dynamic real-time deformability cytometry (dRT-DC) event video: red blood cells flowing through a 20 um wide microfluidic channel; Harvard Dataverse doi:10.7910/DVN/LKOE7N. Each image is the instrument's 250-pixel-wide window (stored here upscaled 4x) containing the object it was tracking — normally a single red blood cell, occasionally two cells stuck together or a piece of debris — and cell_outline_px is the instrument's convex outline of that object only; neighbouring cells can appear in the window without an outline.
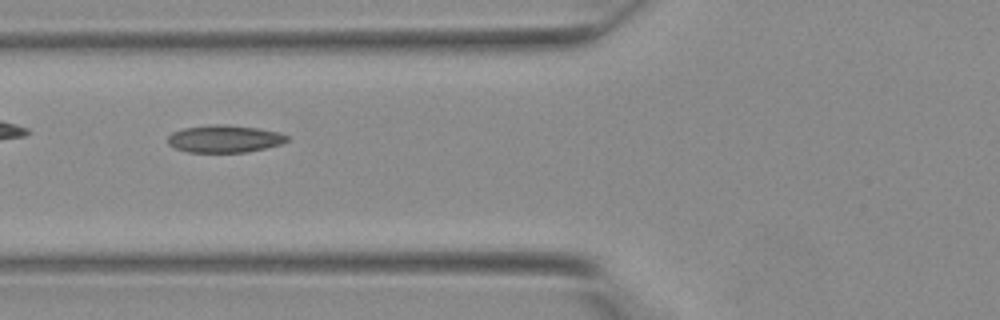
{"species": "Egyptian fruit bat (a non-hibernating species)", "species_latin": "Rousettus aegyptiacus", "temperature_condition": "warm", "stored_images_in_passage": 20, "camera_frame_rate_fps": 3000, "um_per_image_px": 0.085, "animal": {"sex": "female"}, "frame": {"image": 1, "passage_image": 4, "time_ms": 1.0, "image_size_px": [1000, 320], "cell_outline_px": [[288, 140], [276, 144], [244, 152], [192, 152], [176, 148], [168, 140], [168, 136], [176, 132], [188, 128], [252, 128], [276, 132], [288, 136]], "centroid_in_image_um": [19.08, 11.86], "position_along_channel_um": 106.7, "area_um2": 16.94}}
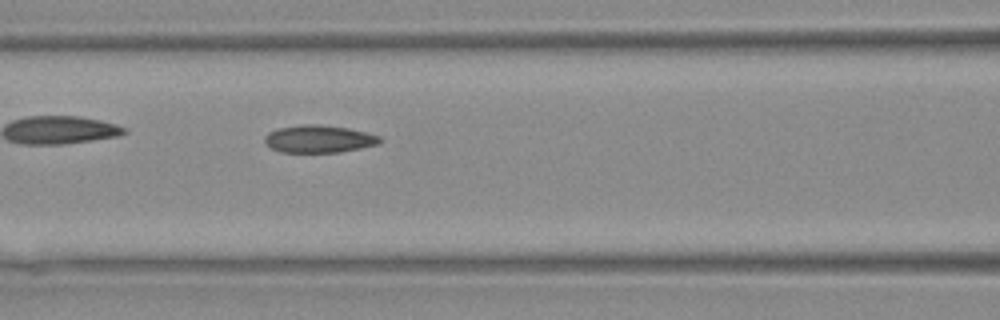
{"frame": {"image": 2, "passage_image": 6, "time_ms": 1.667, "image_size_px": [1000, 320], "cell_outline_px": [[380, 140], [376, 144], [336, 152], [284, 152], [272, 148], [264, 140], [272, 132], [280, 128], [344, 128], [364, 132], [376, 136]], "centroid_in_image_um": [27.11, 11.88], "position_along_channel_um": 139.5, "area_um2": 16.36}}
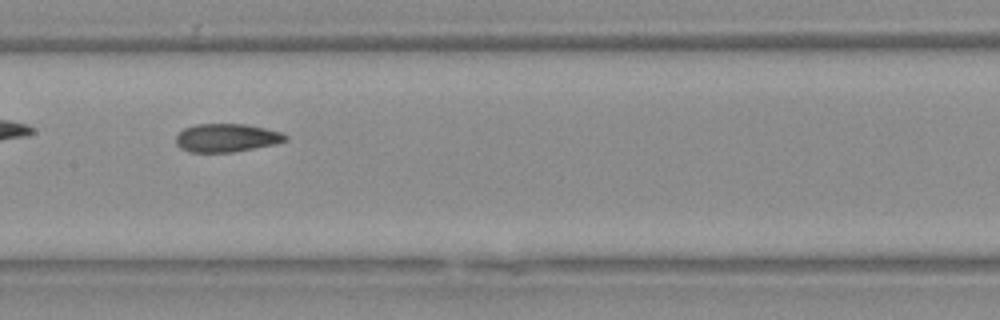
{"frame": {"image": 3, "passage_image": 9, "time_ms": 2.667, "image_size_px": [1000, 320], "cell_outline_px": [[284, 140], [268, 144], [228, 152], [192, 152], [184, 148], [176, 140], [176, 136], [184, 128], [200, 124], [240, 124], [260, 128], [276, 132], [284, 136]], "centroid_in_image_um": [19.12, 11.7], "position_along_channel_um": 188.3, "area_um2": 16.7}}